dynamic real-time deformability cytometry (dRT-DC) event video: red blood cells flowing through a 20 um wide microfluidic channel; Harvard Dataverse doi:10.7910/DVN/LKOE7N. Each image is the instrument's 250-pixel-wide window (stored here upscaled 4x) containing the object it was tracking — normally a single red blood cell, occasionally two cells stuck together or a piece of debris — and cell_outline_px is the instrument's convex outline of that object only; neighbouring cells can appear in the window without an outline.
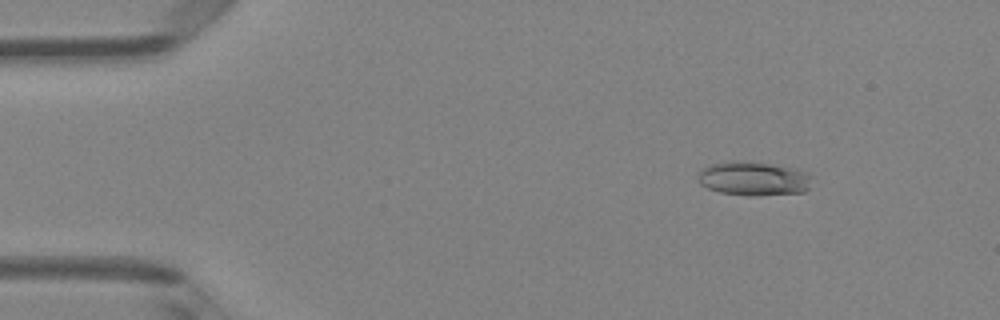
{"species": "Egyptian fruit bat (a non-hibernating species)", "species_latin": "Rousettus aegyptiacus", "temperature_condition": "room temperature", "stored_images_in_passage": 50, "camera_frame_rate_fps": 3000, "um_per_image_px": 0.085, "animal": {"sex": "female"}, "frame": {"image": 1, "passage_image": 7, "time_ms": 2.0, "image_size_px": [1000, 320], "cell_outline_px": [[808, 188], [804, 192], [756, 196], [748, 196], [720, 192], [708, 188], [700, 184], [696, 180], [696, 176], [700, 168], [708, 164], [732, 160], [744, 160], [772, 164], [796, 168], [804, 172], [808, 176]], "centroid_in_image_um": [63.93, 15.16], "position_along_channel_um": 21.1, "area_um2": 22.89}}
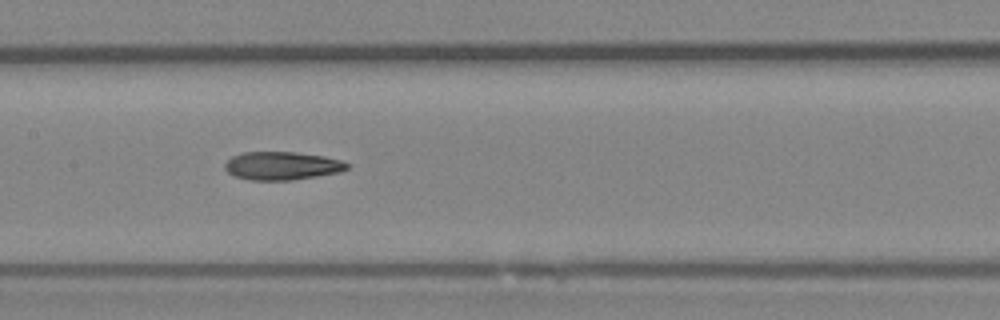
{"frame": {"image": 2, "passage_image": 25, "time_ms": 8.0, "image_size_px": [1000, 320], "cell_outline_px": [[352, 164], [348, 168], [340, 172], [292, 180], [248, 180], [236, 176], [228, 172], [224, 168], [224, 164], [232, 156], [244, 152], [296, 152], [324, 156], [340, 160]], "centroid_in_image_um": [23.98, 14.09], "position_along_channel_um": 183.4, "area_um2": 20.11}}
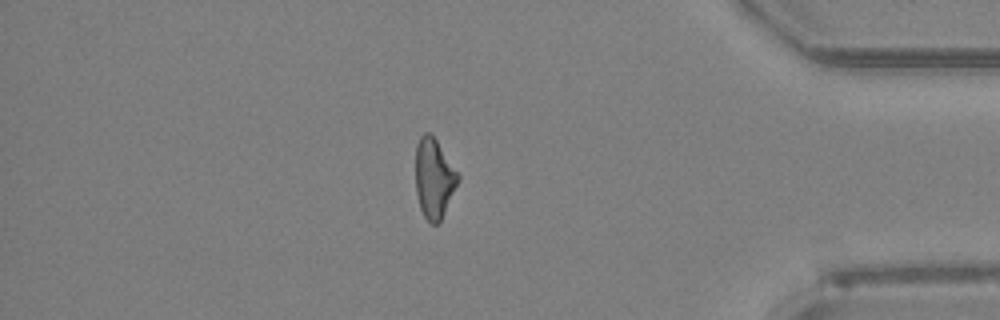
{"frame": {"image": 3, "passage_image": 43, "time_ms": 14.0, "image_size_px": [1000, 320], "cell_outline_px": [[460, 180], [440, 220], [436, 224], [432, 224], [424, 216], [420, 208], [416, 192], [416, 144], [420, 136], [424, 132], [428, 132], [436, 140], [460, 176]], "centroid_in_image_um": [36.88, 15.15], "position_along_channel_um": 398.3, "area_um2": 19.42}, "authors_computed_cell_mechanics": {"area_um2": 20.4323, "velocity_mm_per_s": 4.128, "shape_relaxation_time_tau1_ms": null, "shape_relaxation_time_tau2_ms": 6.5602, "deformation_change_tau1": null, "deformation_change_tau2": 0.1862}}